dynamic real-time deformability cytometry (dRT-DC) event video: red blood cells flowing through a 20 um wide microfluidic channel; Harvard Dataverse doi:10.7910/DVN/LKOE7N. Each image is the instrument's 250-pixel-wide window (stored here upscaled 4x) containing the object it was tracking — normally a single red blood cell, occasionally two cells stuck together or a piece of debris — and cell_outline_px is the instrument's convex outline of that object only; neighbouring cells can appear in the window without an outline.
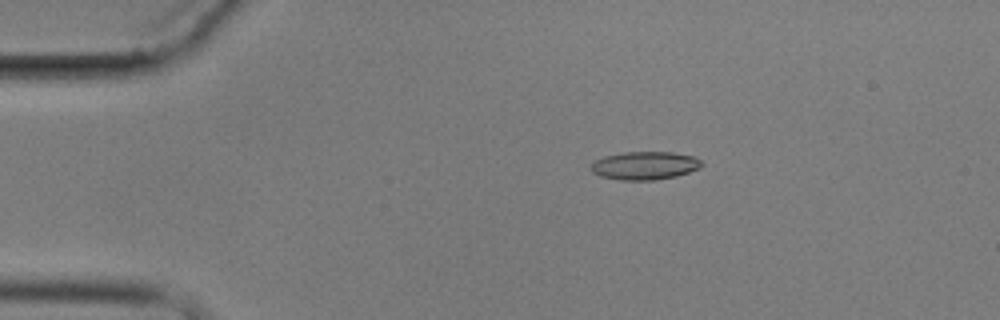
{"species": "common noctule bat (a hibernating species)", "species_latin": "Nyctalus noctula", "temperature_condition": "cold", "stored_images_in_passage": 14, "camera_frame_rate_fps": 3000, "um_per_image_px": 0.085, "animal": {"sex": "male", "body_mass_g": 17.9}, "frame": {"image": 1, "passage_image": 2, "time_ms": 2.0, "image_size_px": [1000, 320], "cell_outline_px": [[704, 164], [700, 168], [676, 176], [652, 180], [620, 180], [600, 176], [592, 172], [592, 164], [596, 160], [604, 156], [624, 152], [672, 152], [696, 156]], "centroid_in_image_um": [54.84, 14.07], "position_along_channel_um": 30.2, "area_um2": 18.15}}
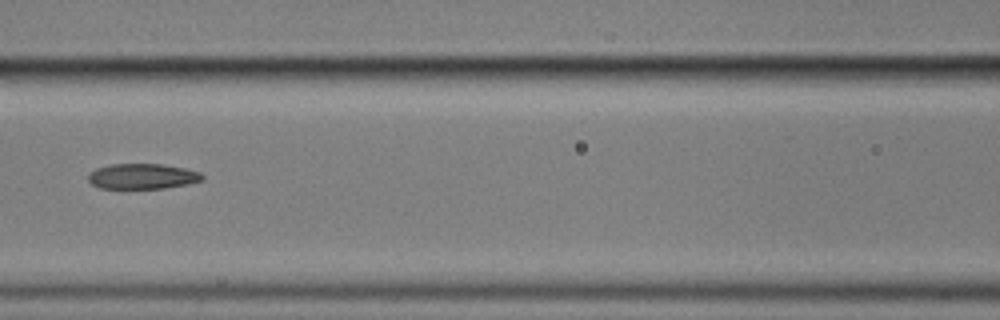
{"frame": {"image": 2, "passage_image": 6, "time_ms": 7.0, "image_size_px": [1000, 320], "cell_outline_px": [[204, 180], [164, 188], [100, 188], [92, 184], [88, 180], [88, 176], [96, 168], [112, 164], [160, 164], [184, 168], [200, 172], [204, 176]], "centroid_in_image_um": [12.11, 14.98], "position_along_channel_um": 154.5, "area_um2": 16.65}}
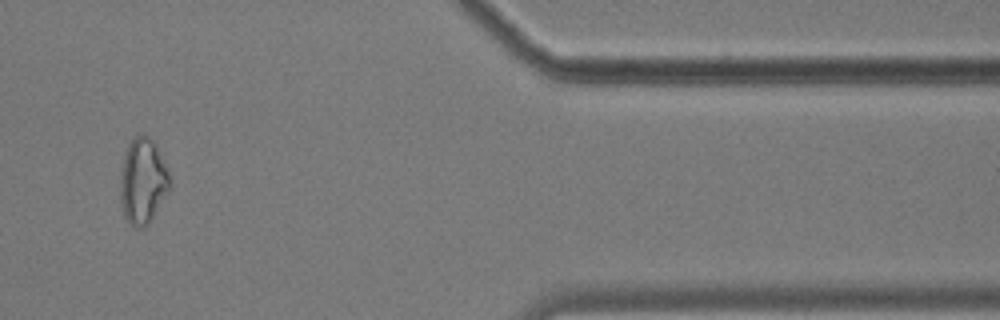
{"frame": {"image": 3, "passage_image": 12, "time_ms": 15.0, "image_size_px": [1000, 320], "cell_outline_px": [[168, 188], [148, 224], [144, 228], [136, 228], [124, 216], [120, 200], [120, 176], [128, 144], [140, 132], [148, 136], [156, 144], [168, 168]], "centroid_in_image_um": [12.11, 15.36], "position_along_channel_um": 399.3, "area_um2": 24.16}, "authors_computed_cell_mechanics": {"area_um2": 18.0914, "velocity_mm_per_s": 3.4978, "shape_relaxation_time_tau1_ms": null, "shape_relaxation_time_tau2_ms": 3.908, "deformation_change_tau1": null, "deformation_change_tau2": 0.1028}}